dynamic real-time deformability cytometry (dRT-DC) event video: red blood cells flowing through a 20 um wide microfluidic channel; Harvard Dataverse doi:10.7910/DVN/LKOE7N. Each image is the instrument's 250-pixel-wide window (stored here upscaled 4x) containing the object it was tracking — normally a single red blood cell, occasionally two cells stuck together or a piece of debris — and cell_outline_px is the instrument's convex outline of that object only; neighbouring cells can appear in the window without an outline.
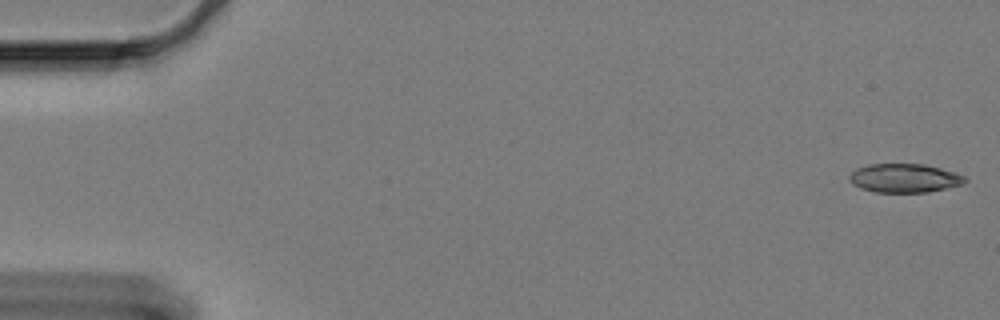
{"species": "Egyptian fruit bat (a non-hibernating species)", "species_latin": "Rousettus aegyptiacus", "temperature_condition": "cold", "stored_images_in_passage": 13, "camera_frame_rate_fps": 3000, "um_per_image_px": 0.085, "animal": {"sex": "female"}, "frame": {"image": 1, "passage_image": 1, "time_ms": 0.0, "image_size_px": [1000, 320], "cell_outline_px": [[968, 180], [964, 184], [928, 192], [876, 192], [860, 188], [852, 184], [848, 180], [848, 176], [856, 168], [868, 164], [924, 164], [956, 172], [964, 176]], "centroid_in_image_um": [76.87, 15.14], "position_along_channel_um": 8.1, "area_um2": 19.54}}